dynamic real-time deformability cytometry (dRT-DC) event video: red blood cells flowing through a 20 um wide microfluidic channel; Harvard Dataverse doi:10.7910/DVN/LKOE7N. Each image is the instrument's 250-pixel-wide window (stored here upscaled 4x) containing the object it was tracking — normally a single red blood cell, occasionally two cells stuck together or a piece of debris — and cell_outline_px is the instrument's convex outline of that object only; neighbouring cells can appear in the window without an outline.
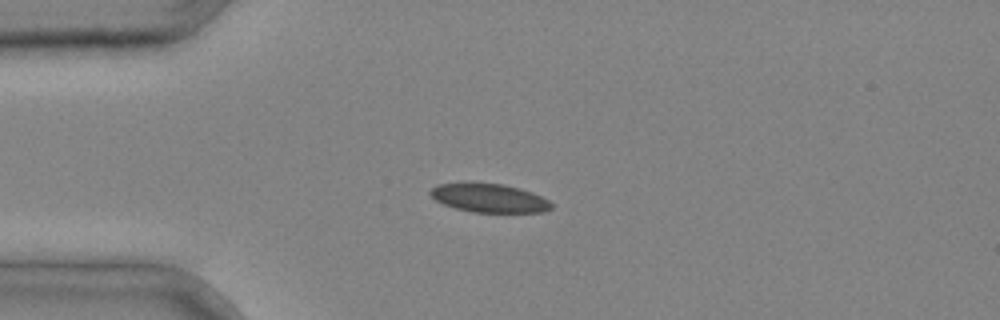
{"species": "common noctule bat (a hibernating species)", "species_latin": "Nyctalus noctula", "temperature_condition": "cold", "stored_images_in_passage": 2, "camera_frame_rate_fps": 3000, "um_per_image_px": 0.085, "animal": {"sex": "male", "body_mass_g": 20.4}, "frame": {"image": 1, "passage_image": 1, "time_ms": 0.0, "image_size_px": [1000, 320], "cell_outline_px": [[552, 208], [544, 212], [472, 212], [456, 208], [444, 204], [436, 200], [428, 192], [436, 184], [504, 184], [520, 188], [532, 192], [548, 200], [552, 204]], "centroid_in_image_um": [41.61, 16.85], "position_along_channel_um": 43.4, "area_um2": 19.83}}